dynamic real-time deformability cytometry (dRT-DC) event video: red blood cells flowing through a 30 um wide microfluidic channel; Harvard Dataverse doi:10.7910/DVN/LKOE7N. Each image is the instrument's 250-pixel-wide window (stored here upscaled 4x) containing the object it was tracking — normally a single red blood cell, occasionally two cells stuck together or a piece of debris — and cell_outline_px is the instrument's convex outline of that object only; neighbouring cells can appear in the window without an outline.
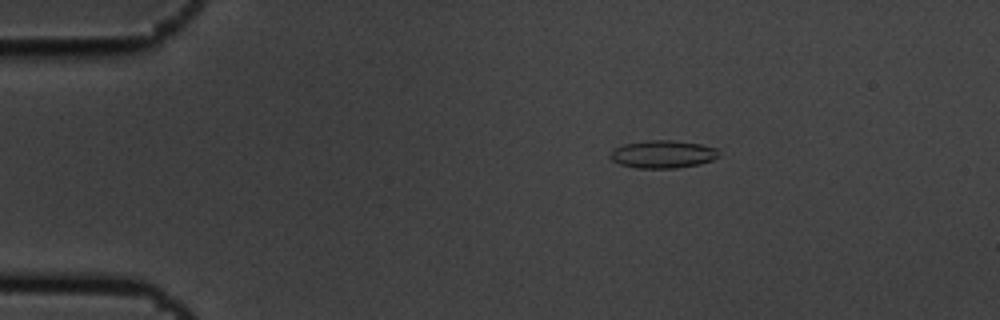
{"species": "common noctule bat (a hibernating species)", "species_latin": "Nyctalus noctula", "temperature_condition": "cold", "stored_images_in_passage": 5, "camera_frame_rate_fps": 3000, "um_per_image_px": 0.085, "animal": {"sex": "male", "body_mass_g": 19.5, "forearm_length_mm": 54.6}, "frame": {"image": 1, "passage_image": 3, "time_ms": 0.667, "image_size_px": [1000, 320], "cell_outline_px": [[720, 156], [712, 160], [700, 164], [676, 168], [636, 168], [620, 164], [612, 160], [608, 156], [616, 148], [624, 144], [652, 140], [668, 140], [700, 144], [716, 148]], "centroid_in_image_um": [56.35, 13.12], "position_along_channel_um": 28.6, "area_um2": 17.4}}